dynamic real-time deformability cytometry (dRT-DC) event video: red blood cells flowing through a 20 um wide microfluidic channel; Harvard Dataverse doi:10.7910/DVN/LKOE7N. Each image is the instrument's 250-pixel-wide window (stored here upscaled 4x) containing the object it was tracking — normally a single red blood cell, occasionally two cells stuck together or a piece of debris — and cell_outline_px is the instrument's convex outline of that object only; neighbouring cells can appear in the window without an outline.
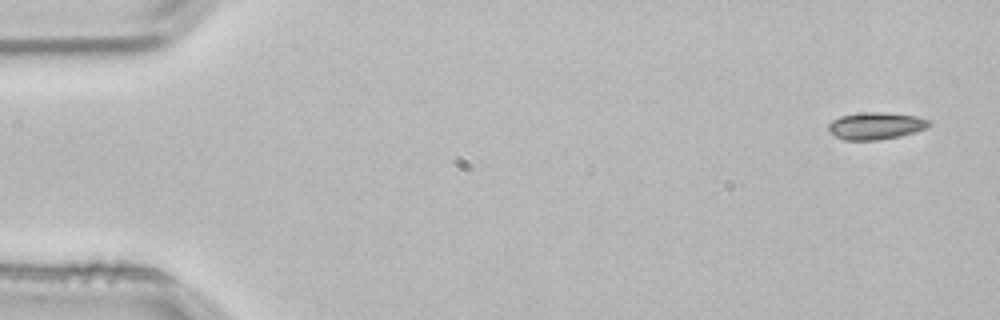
{"species": "common noctule bat (a hibernating species)", "species_latin": "Nyctalus noctula", "temperature_condition": "room temperature", "stored_images_in_passage": 4, "camera_frame_rate_fps": 3000, "um_per_image_px": 0.085, "animal": {"sex": "male", "body_mass_g": 21.5, "forearm_length_mm": 52.0}, "frame": {"image": 1, "passage_image": 1, "time_ms": 0.0, "image_size_px": [1000, 320], "cell_outline_px": [[932, 124], [928, 128], [916, 132], [900, 136], [876, 140], [844, 140], [836, 136], [828, 128], [828, 124], [832, 120], [840, 116], [860, 112], [884, 112], [916, 116], [932, 120]], "centroid_in_image_um": [74.5, 10.68], "position_along_channel_um": 10.5, "area_um2": 16.07}}